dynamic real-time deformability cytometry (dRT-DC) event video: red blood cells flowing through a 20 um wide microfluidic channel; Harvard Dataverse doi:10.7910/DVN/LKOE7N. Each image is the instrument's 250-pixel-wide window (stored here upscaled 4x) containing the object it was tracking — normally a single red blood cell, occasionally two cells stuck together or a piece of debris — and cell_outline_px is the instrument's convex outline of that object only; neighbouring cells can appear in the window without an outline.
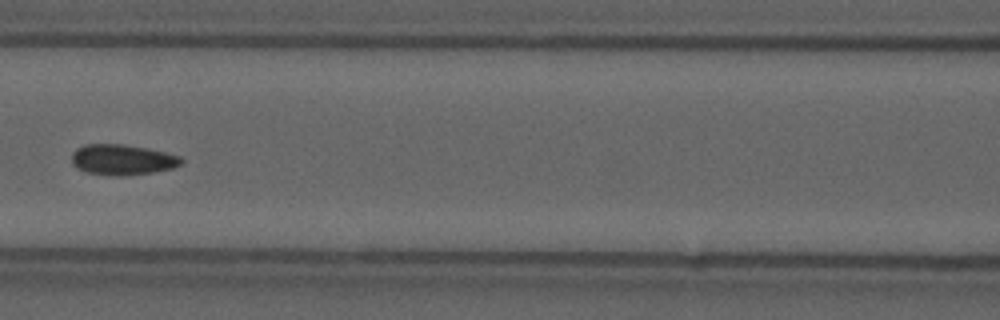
{"species": "common noctule bat (a hibernating species)", "species_latin": "Nyctalus noctula", "temperature_condition": "cold", "stored_images_in_passage": 9, "camera_frame_rate_fps": 3000, "um_per_image_px": 0.085, "animal": {"sex": "male", "forearm_length_mm": 52.5}, "frame": {"image": 1, "passage_image": 6, "time_ms": 1.667, "image_size_px": [1000, 320], "cell_outline_px": [[184, 164], [172, 168], [152, 172], [124, 176], [116, 176], [84, 172], [76, 168], [72, 164], [72, 152], [76, 148], [84, 144], [124, 144], [148, 148], [180, 156], [184, 160]], "centroid_in_image_um": [10.39, 13.57], "position_along_channel_um": 156.2, "area_um2": 19.77}}